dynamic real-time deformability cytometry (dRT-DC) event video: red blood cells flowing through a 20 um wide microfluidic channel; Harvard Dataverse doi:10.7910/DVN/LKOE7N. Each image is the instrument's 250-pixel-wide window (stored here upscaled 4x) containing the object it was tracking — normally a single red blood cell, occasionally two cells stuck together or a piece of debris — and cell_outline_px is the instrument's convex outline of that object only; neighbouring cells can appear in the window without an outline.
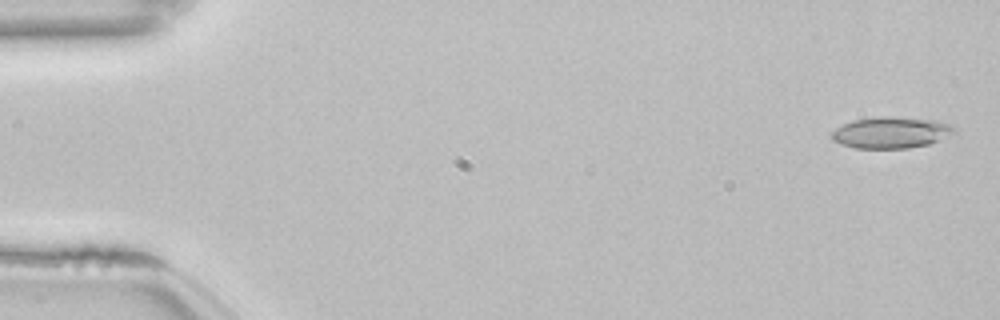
{"species": "common noctule bat (a hibernating species)", "species_latin": "Nyctalus noctula", "temperature_condition": "room temperature", "stored_images_in_passage": 40, "camera_frame_rate_fps": 3000, "um_per_image_px": 0.085, "animal": {"sex": "female", "body_mass_g": 22.7, "forearm_length_mm": 54.2}, "frame": {"image": 1, "passage_image": 2, "time_ms": 0.333, "image_size_px": [1000, 320], "cell_outline_px": [[956, 132], [928, 144], [908, 148], [856, 148], [840, 144], [832, 140], [832, 132], [836, 128], [852, 120], [880, 116], [900, 116], [936, 120], [948, 124], [956, 128]], "centroid_in_image_um": [75.73, 11.25], "position_along_channel_um": 9.3, "area_um2": 22.43}}
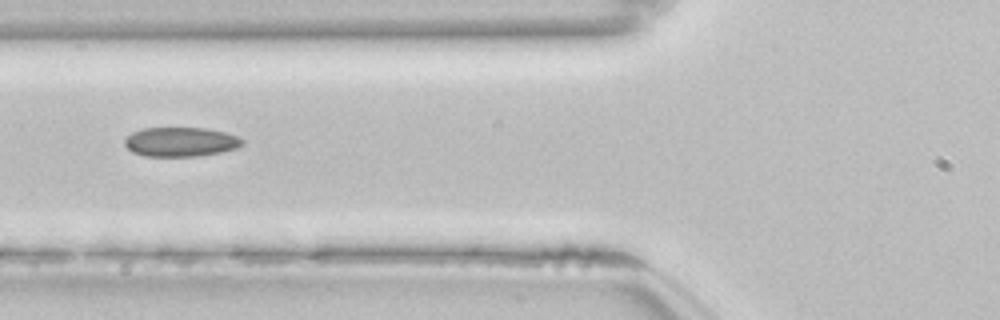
{"frame": {"image": 2, "passage_image": 21, "time_ms": 6.667, "image_size_px": [1000, 320], "cell_outline_px": [[244, 144], [236, 148], [220, 152], [196, 156], [144, 156], [132, 152], [124, 144], [124, 140], [132, 132], [140, 128], [204, 128], [224, 132], [236, 136], [244, 140]], "centroid_in_image_um": [15.33, 12.06], "position_along_channel_um": 110.5, "area_um2": 20.06}}
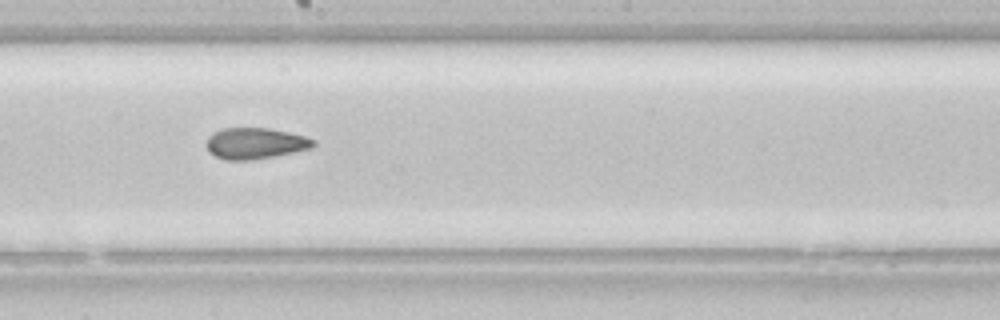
{"frame": {"image": 3, "passage_image": 30, "time_ms": 9.667, "image_size_px": [1000, 320], "cell_outline_px": [[316, 144], [312, 148], [252, 160], [224, 160], [208, 152], [204, 144], [208, 136], [212, 132], [224, 128], [268, 128], [288, 132], [304, 136], [316, 140]], "centroid_in_image_um": [21.64, 12.18], "position_along_channel_um": 226.6, "area_um2": 19.54}}